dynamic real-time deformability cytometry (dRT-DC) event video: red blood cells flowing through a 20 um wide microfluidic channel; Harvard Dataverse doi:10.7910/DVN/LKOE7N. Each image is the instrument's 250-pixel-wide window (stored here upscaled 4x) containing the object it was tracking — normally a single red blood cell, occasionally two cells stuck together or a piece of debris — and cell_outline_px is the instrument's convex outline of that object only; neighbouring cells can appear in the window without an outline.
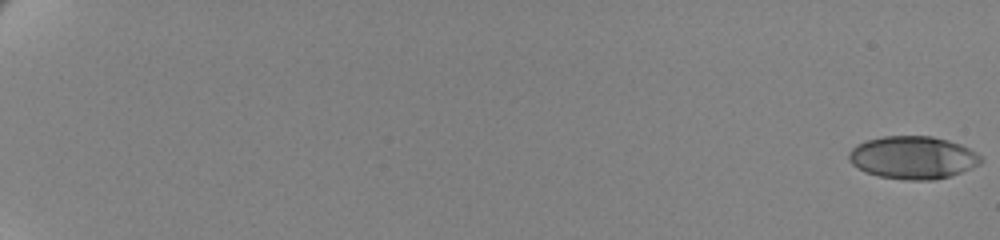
{"species": "human", "species_latin": "Homo sapiens", "temperature_condition": "cold", "stored_images_in_passage": 63, "camera_frame_rate_fps": 3000, "um_per_image_px": 0.085, "donor": {"sex": "female"}, "frame": {"image": 1, "passage_image": 1, "time_ms": 0.0, "image_size_px": [1000, 240], "cell_outline_px": [[984, 160], [980, 164], [972, 168], [948, 176], [932, 180], [904, 180], [880, 176], [864, 172], [852, 164], [848, 160], [848, 152], [856, 144], [868, 140], [884, 136], [932, 136], [948, 140], [960, 144], [976, 152]], "centroid_in_image_um": [77.58, 13.39], "position_along_channel_um": 7.4, "area_um2": 32.95}}
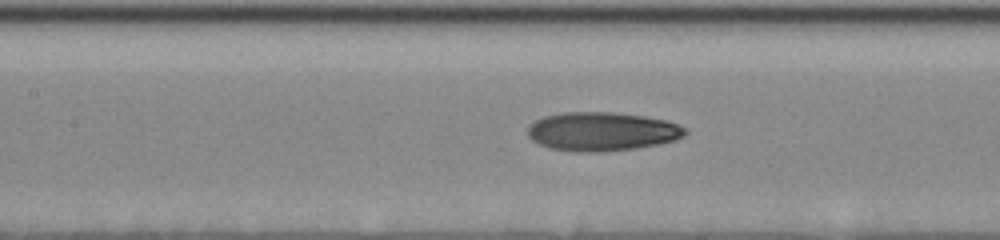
{"frame": {"image": 2, "passage_image": 34, "time_ms": 11.0, "image_size_px": [1000, 240], "cell_outline_px": [[688, 132], [684, 136], [676, 140], [636, 148], [596, 152], [576, 152], [548, 148], [532, 140], [528, 136], [528, 128], [536, 120], [544, 116], [564, 112], [612, 112], [644, 116], [664, 120], [676, 124], [684, 128]], "centroid_in_image_um": [51.15, 11.18], "position_along_channel_um": 156.3, "area_um2": 35.43}}
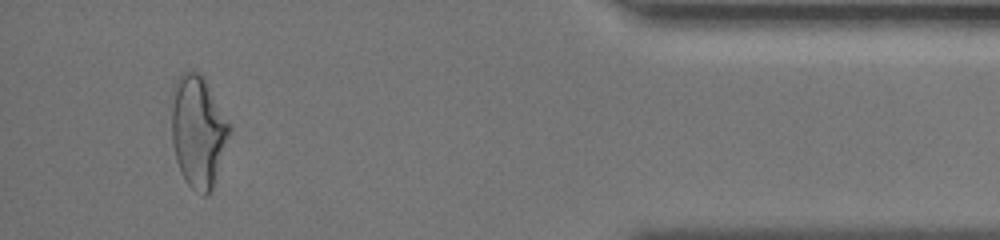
{"frame": {"image": 3, "passage_image": 60, "time_ms": 19.667, "image_size_px": [1000, 240], "cell_outline_px": [[232, 128], [212, 188], [204, 196], [196, 192], [184, 180], [176, 160], [172, 144], [168, 104], [172, 88], [180, 72], [196, 72], [204, 76]], "centroid_in_image_um": [16.77, 11.1], "position_along_channel_um": 418.4, "area_um2": 38.44}, "authors_computed_cell_mechanics": {"area_um2": 33.9864, "velocity_mm_per_s": 3.4771, "shape_relaxation_time_tau1_ms": 4.006, "shape_relaxation_time_tau2_ms": 2.3678, "deformation_change_tau1": 0.169, "deformation_change_tau2": 0.0979}}